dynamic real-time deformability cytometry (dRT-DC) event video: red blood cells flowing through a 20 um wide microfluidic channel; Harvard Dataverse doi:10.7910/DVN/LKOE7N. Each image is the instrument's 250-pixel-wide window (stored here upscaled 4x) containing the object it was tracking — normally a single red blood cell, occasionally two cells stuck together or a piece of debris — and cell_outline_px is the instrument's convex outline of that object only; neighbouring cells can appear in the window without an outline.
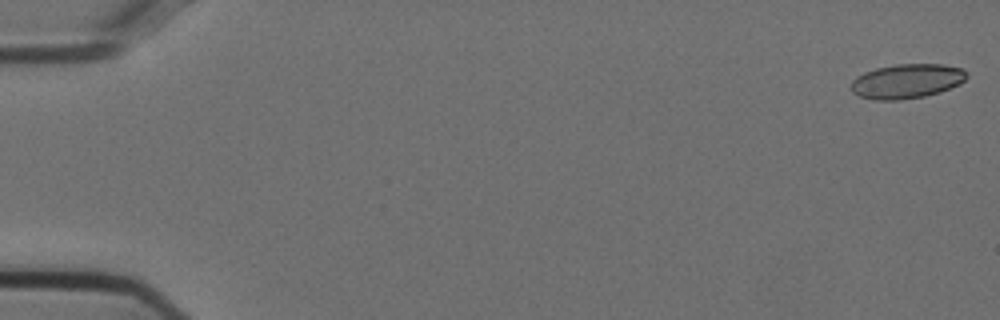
{"species": "Egyptian fruit bat (a non-hibernating species)", "species_latin": "Rousettus aegyptiacus", "temperature_condition": "cold", "stored_images_in_passage": 55, "camera_frame_rate_fps": 3000, "um_per_image_px": 0.085, "animal": {"sex": "female"}, "frame": {"image": 1, "passage_image": 1, "time_ms": 0.0, "image_size_px": [1000, 320], "cell_outline_px": [[968, 76], [960, 84], [940, 92], [924, 96], [900, 100], [872, 100], [860, 96], [852, 92], [852, 80], [856, 76], [864, 72], [876, 68], [896, 64], [940, 64], [960, 68], [968, 72]], "centroid_in_image_um": [77.07, 6.9], "position_along_channel_um": 7.9, "area_um2": 23.29}}
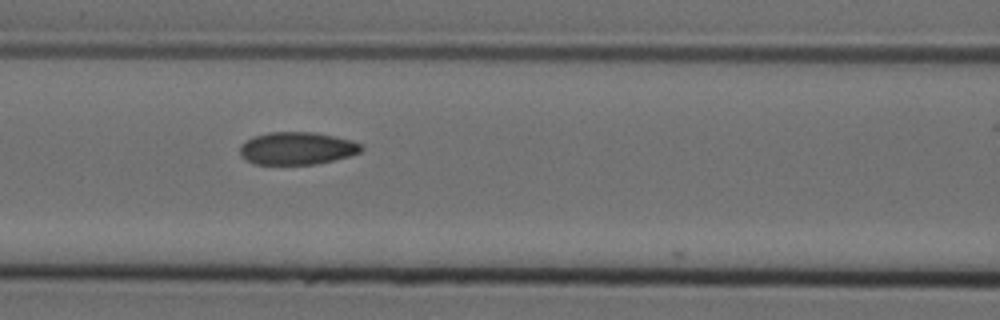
{"frame": {"image": 2, "passage_image": 24, "time_ms": 7.667, "image_size_px": [1000, 320], "cell_outline_px": [[364, 148], [360, 152], [348, 156], [316, 164], [252, 164], [244, 160], [240, 156], [240, 144], [252, 136], [268, 132], [312, 132], [352, 140], [360, 144]], "centroid_in_image_um": [25.18, 12.61], "position_along_channel_um": 141.4, "area_um2": 23.12}}
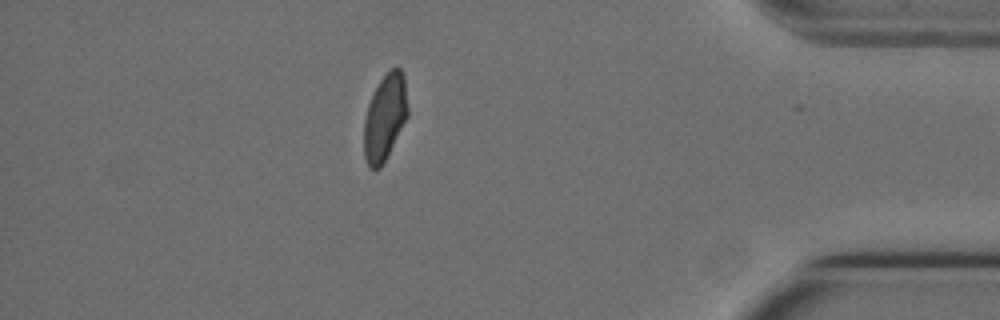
{"frame": {"image": 3, "passage_image": 48, "time_ms": 15.667, "image_size_px": [1000, 320], "cell_outline_px": [[408, 116], [380, 168], [368, 168], [364, 156], [364, 120], [368, 104], [380, 80], [392, 68], [400, 68], [404, 72], [408, 108]], "centroid_in_image_um": [32.72, 9.96], "position_along_channel_um": 402.5, "area_um2": 21.79}, "authors_computed_cell_mechanics": {"area_um2": 23.2934, "velocity_mm_per_s": 3.7451, "shape_relaxation_time_tau1_ms": null, "shape_relaxation_time_tau2_ms": 1.7792, "deformation_change_tau1": null, "deformation_change_tau2": 0.0615}}